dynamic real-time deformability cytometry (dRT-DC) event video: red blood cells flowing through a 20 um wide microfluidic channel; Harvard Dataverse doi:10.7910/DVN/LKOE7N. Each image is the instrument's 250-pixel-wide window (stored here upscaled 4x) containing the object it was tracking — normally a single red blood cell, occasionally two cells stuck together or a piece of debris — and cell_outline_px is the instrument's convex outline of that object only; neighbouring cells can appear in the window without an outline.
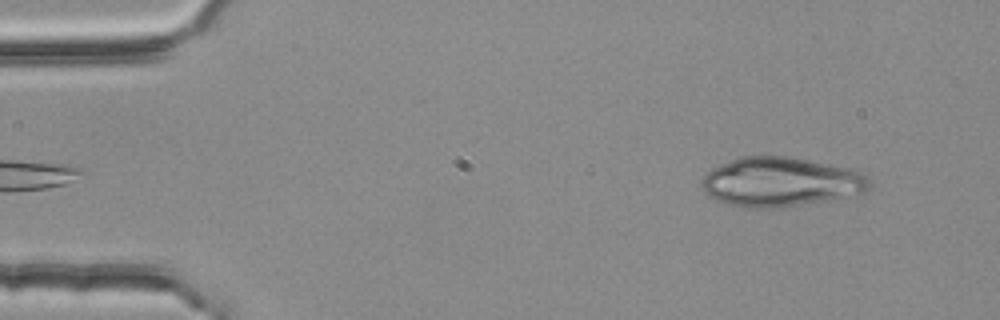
{"species": "common noctule bat (a hibernating species)", "species_latin": "Nyctalus noctula", "temperature_condition": "room temperature", "stored_images_in_passage": 49, "camera_frame_rate_fps": 3000, "um_per_image_px": 0.085, "animal": {"sex": "female", "body_mass_g": 25.1}, "frame": {"image": 1, "passage_image": 1, "time_ms": 0.0, "image_size_px": [1000, 320], "cell_outline_px": [[872, 188], [864, 192], [824, 200], [780, 208], [756, 208], [732, 204], [716, 200], [708, 196], [700, 184], [704, 176], [712, 168], [740, 156], [784, 156], [848, 168], [860, 172], [868, 176], [872, 180]], "centroid_in_image_um": [66.35, 15.46], "position_along_channel_um": 18.6, "area_um2": 47.69}}
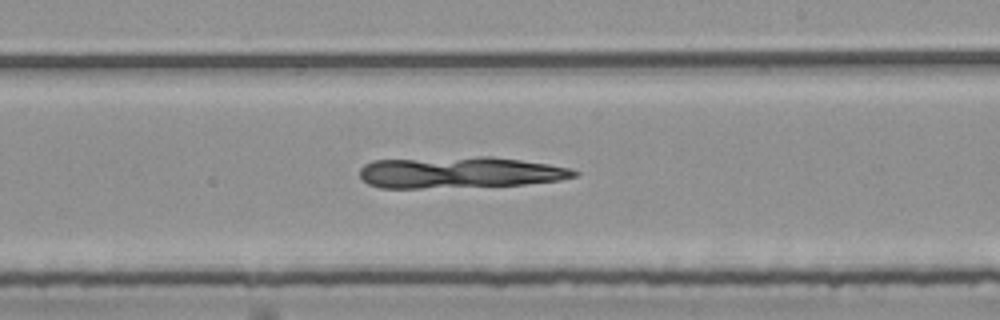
{"frame": {"image": 2, "passage_image": 27, "time_ms": 8.667, "image_size_px": [1000, 320], "cell_outline_px": [[580, 172], [576, 176], [560, 180], [524, 184], [420, 188], [380, 188], [368, 184], [360, 176], [360, 168], [364, 164], [372, 160], [476, 156], [492, 156], [548, 164], [572, 168]], "centroid_in_image_um": [39.06, 14.64], "position_along_channel_um": 249.9, "area_um2": 39.3}}
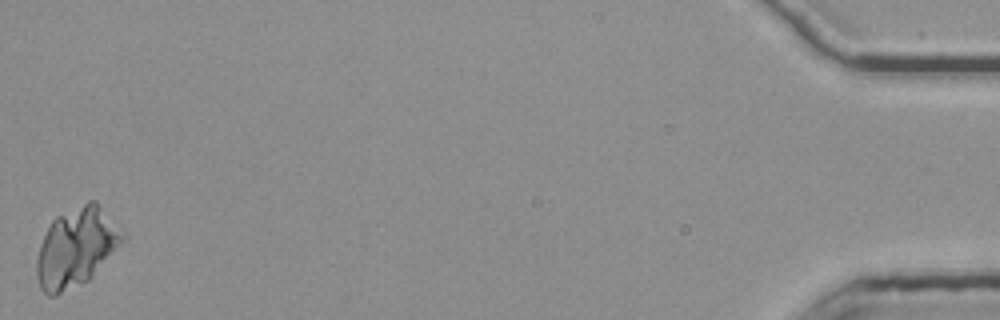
{"frame": {"image": 3, "passage_image": 49, "time_ms": 16.0, "image_size_px": [1000, 320], "cell_outline_px": [[124, 240], [92, 276], [88, 280], [56, 296], [48, 296], [40, 288], [36, 276], [36, 260], [40, 244], [52, 220], [56, 216], [88, 200], [96, 200], [100, 204], [124, 232]], "centroid_in_image_um": [6.46, 21.01], "position_along_channel_um": 428.7, "area_um2": 39.42}}